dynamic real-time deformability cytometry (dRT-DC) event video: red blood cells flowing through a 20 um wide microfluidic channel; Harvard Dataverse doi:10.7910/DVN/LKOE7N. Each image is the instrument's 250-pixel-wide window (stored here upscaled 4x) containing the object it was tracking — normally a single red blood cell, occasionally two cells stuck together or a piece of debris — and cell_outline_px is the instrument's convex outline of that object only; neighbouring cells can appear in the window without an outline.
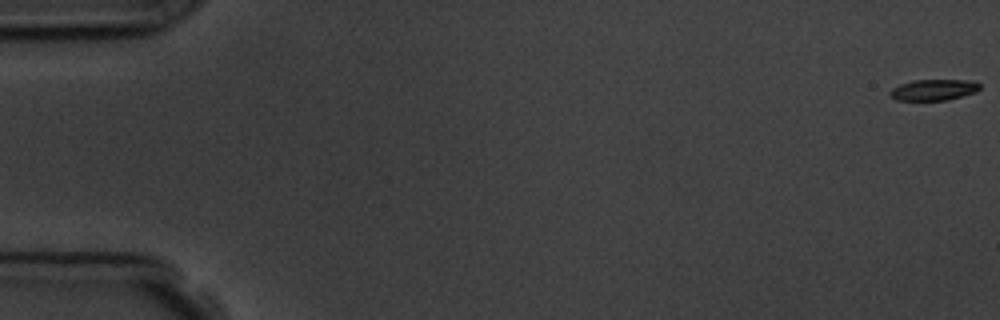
{"species": "common noctule bat (a hibernating species)", "species_latin": "Nyctalus noctula", "temperature_condition": "room temperature", "stored_images_in_passage": 4, "camera_frame_rate_fps": 3000, "um_per_image_px": 0.085, "animal": {"sex": "male", "body_mass_g": 19.5, "forearm_length_mm": 54.6}, "frame": {"image": 1, "passage_image": 1, "time_ms": 0.0, "image_size_px": [1000, 320], "cell_outline_px": [[980, 88], [976, 92], [944, 100], [896, 100], [888, 92], [892, 88], [900, 84], [912, 80], [968, 80], [980, 84]], "centroid_in_image_um": [79.33, 7.63], "position_along_channel_um": 5.7, "area_um2": 10.87}}